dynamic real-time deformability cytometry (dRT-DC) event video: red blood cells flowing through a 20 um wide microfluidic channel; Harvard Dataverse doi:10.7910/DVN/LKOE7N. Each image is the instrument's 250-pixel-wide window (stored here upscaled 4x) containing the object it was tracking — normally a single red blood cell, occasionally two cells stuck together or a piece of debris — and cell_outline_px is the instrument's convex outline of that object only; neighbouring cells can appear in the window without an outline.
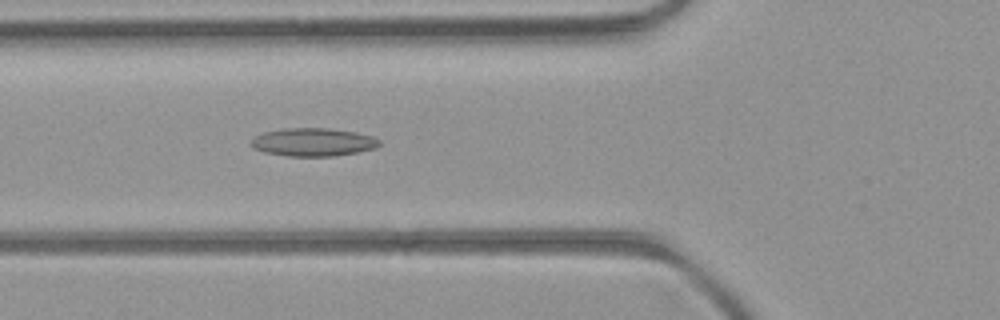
{"species": "common noctule bat (a hibernating species)", "species_latin": "Nyctalus noctula", "temperature_condition": "room temperature", "stored_images_in_passage": 48, "camera_frame_rate_fps": 3000, "um_per_image_px": 0.085, "animal": {"sex": "female", "body_mass_g": 21.9}, "frame": {"image": 1, "passage_image": 18, "time_ms": 5.667, "image_size_px": [1000, 320], "cell_outline_px": [[380, 144], [376, 148], [356, 152], [332, 156], [288, 156], [264, 152], [252, 148], [252, 140], [256, 136], [264, 132], [284, 128], [328, 128], [356, 132], [372, 136], [380, 140]], "centroid_in_image_um": [26.62, 12.08], "position_along_channel_um": 99.2, "area_um2": 20.92}}
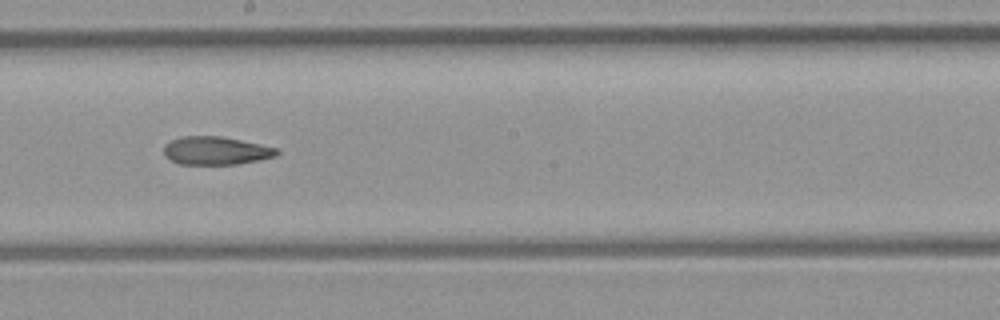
{"frame": {"image": 2, "passage_image": 27, "time_ms": 8.667, "image_size_px": [1000, 320], "cell_outline_px": [[280, 152], [276, 156], [260, 160], [236, 164], [180, 164], [164, 156], [164, 144], [180, 136], [220, 136], [280, 148]], "centroid_in_image_um": [18.37, 12.8], "position_along_channel_um": 229.8, "area_um2": 18.61}}
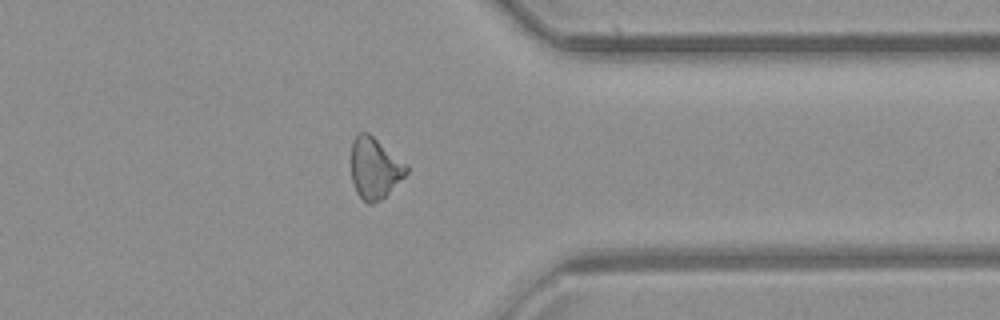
{"frame": {"image": 3, "passage_image": 38, "time_ms": 12.333, "image_size_px": [1000, 320], "cell_outline_px": [[408, 172], [380, 200], [372, 204], [368, 204], [356, 192], [352, 180], [352, 140], [360, 132], [368, 132], [408, 164]], "centroid_in_image_um": [31.86, 14.27], "position_along_channel_um": 379.5, "area_um2": 19.48}, "authors_computed_cell_mechanics": {"area_um2": 20.1144, "velocity_mm_per_s": 4.3271, "shape_relaxation_time_tau1_ms": null, "shape_relaxation_time_tau2_ms": 3.2289, "deformation_change_tau1": null, "deformation_change_tau2": 0.13}}